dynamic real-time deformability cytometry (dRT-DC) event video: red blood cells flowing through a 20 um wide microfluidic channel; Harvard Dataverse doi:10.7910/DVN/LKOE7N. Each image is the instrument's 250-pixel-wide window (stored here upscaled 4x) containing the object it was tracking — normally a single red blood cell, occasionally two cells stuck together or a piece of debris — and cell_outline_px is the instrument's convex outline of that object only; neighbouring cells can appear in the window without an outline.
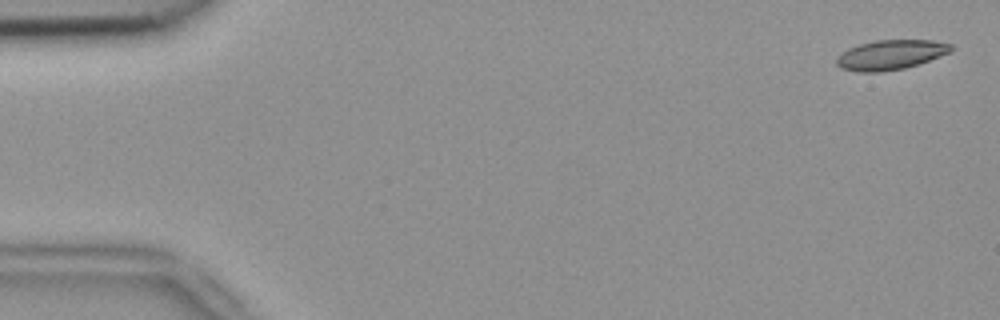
{"species": "common noctule bat (a hibernating species)", "species_latin": "Nyctalus noctula", "temperature_condition": "room temperature", "stored_images_in_passage": 6, "camera_frame_rate_fps": 3000, "um_per_image_px": 0.085, "animal": {"sex": "female", "body_mass_g": 18.4}, "frame": {"image": 1, "passage_image": 1, "time_ms": 0.0, "image_size_px": [1000, 320], "cell_outline_px": [[956, 48], [952, 52], [904, 68], [880, 72], [860, 72], [840, 68], [836, 64], [836, 56], [848, 48], [860, 44], [876, 40], [932, 40], [952, 44]], "centroid_in_image_um": [75.71, 4.65], "position_along_channel_um": 9.3, "area_um2": 19.88}}
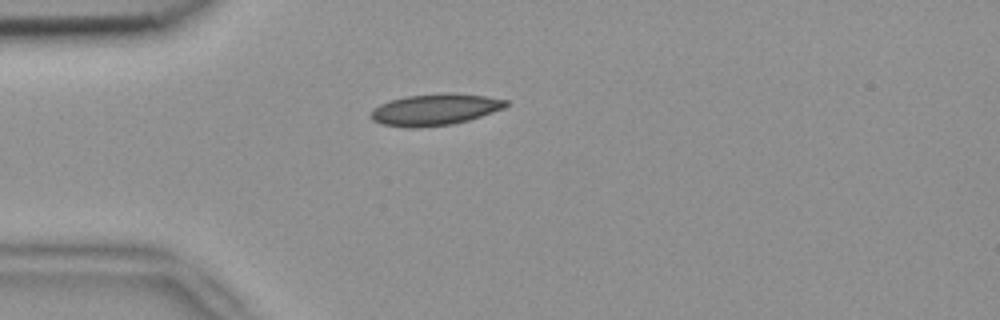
{"frame": {"image": 2, "passage_image": 6, "time_ms": 1.667, "image_size_px": [1000, 320], "cell_outline_px": [[508, 104], [504, 108], [468, 120], [452, 124], [416, 128], [412, 128], [384, 124], [372, 120], [368, 116], [380, 104], [404, 96], [448, 92], [452, 92], [484, 96], [508, 100]], "centroid_in_image_um": [36.98, 9.3], "position_along_channel_um": 48.0, "area_um2": 24.62}}